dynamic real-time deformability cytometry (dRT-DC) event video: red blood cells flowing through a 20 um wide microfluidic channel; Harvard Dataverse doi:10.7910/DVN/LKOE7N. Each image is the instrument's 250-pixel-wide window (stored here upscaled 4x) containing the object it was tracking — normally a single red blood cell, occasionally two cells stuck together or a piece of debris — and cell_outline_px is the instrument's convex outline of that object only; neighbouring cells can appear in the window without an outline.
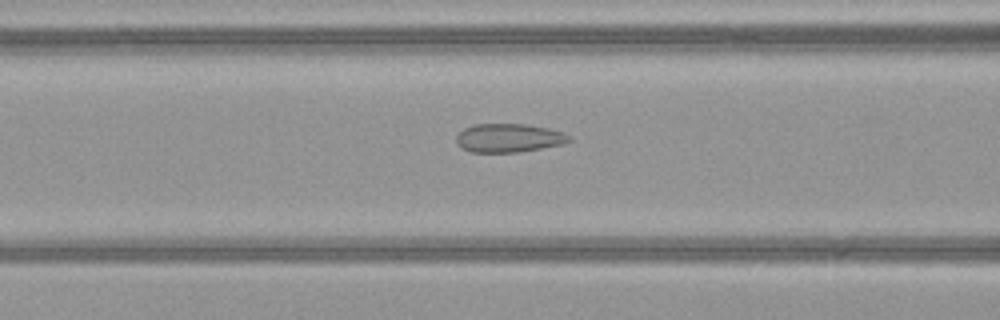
{"species": "common noctule bat (a hibernating species)", "species_latin": "Nyctalus noctula", "temperature_condition": "warm", "stored_images_in_passage": 39, "camera_frame_rate_fps": 3000, "um_per_image_px": 0.085, "animal": {"sex": "female", "body_mass_g": 21.9}, "frame": {"image": 1, "passage_image": 11, "time_ms": 3.333, "image_size_px": [1000, 320], "cell_outline_px": [[572, 140], [564, 144], [520, 152], [472, 152], [460, 148], [456, 144], [456, 136], [464, 128], [476, 124], [528, 124], [548, 128], [564, 132], [572, 136]], "centroid_in_image_um": [43.27, 11.73], "position_along_channel_um": 123.3, "area_um2": 19.07}}
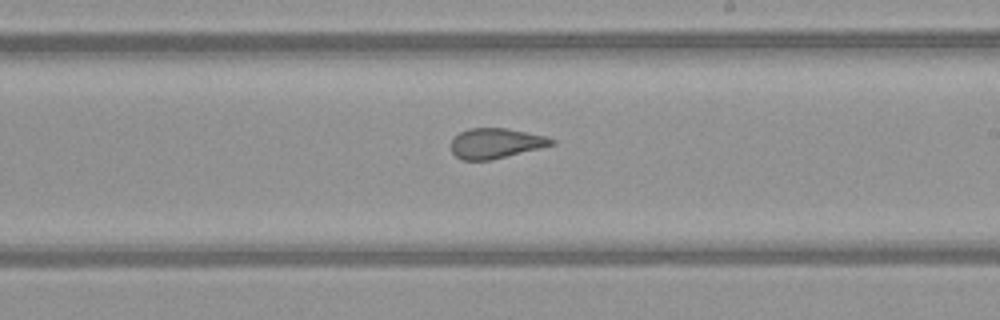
{"frame": {"image": 2, "passage_image": 20, "time_ms": 6.333, "image_size_px": [1000, 320], "cell_outline_px": [[556, 144], [492, 160], [460, 160], [452, 152], [452, 140], [460, 132], [468, 128], [504, 128], [548, 136], [556, 140]], "centroid_in_image_um": [42.17, 12.18], "position_along_channel_um": 246.8, "area_um2": 17.69}}
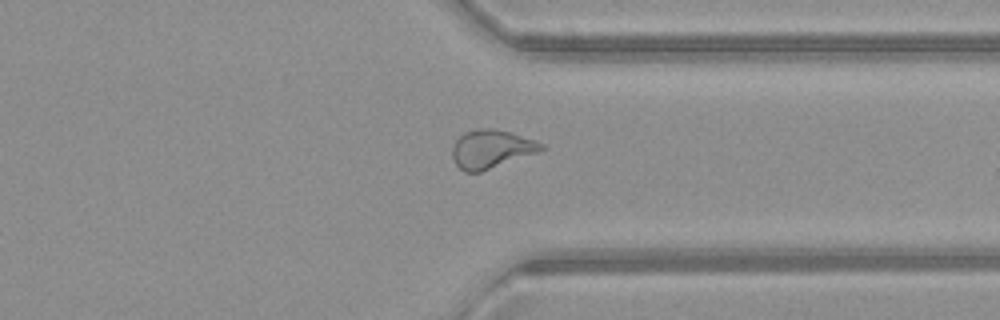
{"frame": {"image": 3, "passage_image": 29, "time_ms": 9.333, "image_size_px": [1000, 320], "cell_outline_px": [[548, 148], [540, 152], [480, 172], [464, 172], [456, 164], [452, 156], [452, 148], [456, 140], [464, 132], [476, 128], [492, 128], [508, 132], [536, 140], [544, 144]], "centroid_in_image_um": [41.79, 12.67], "position_along_channel_um": 369.6, "area_um2": 20.06}, "authors_computed_cell_mechanics": {"area_um2": 19.7676, "velocity_mm_per_s": 4.1118, "shape_relaxation_time_tau1_ms": null, "shape_relaxation_time_tau2_ms": 1.0543, "deformation_change_tau1": null, "deformation_change_tau2": 0.0908}}